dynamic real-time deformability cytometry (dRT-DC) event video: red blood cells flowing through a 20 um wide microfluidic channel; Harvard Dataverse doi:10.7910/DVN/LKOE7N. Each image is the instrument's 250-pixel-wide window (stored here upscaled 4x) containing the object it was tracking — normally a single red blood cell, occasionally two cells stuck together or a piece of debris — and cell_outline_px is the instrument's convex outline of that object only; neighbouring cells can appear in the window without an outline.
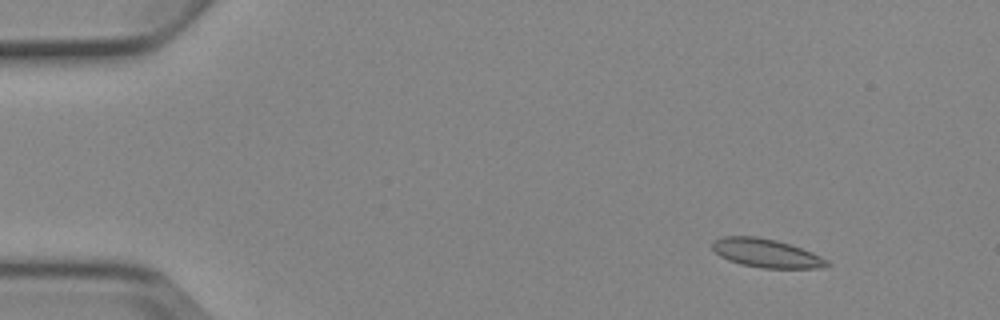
{"species": "Egyptian fruit bat (a non-hibernating species)", "species_latin": "Rousettus aegyptiacus", "temperature_condition": "cold", "stored_images_in_passage": 4, "camera_frame_rate_fps": 3000, "um_per_image_px": 0.085, "animal": {"sex": "female"}, "frame": {"image": 1, "passage_image": 2, "time_ms": 1.0, "image_size_px": [1000, 320], "cell_outline_px": [[832, 264], [824, 268], [764, 268], [740, 264], [728, 260], [720, 256], [712, 248], [712, 244], [716, 240], [724, 236], [756, 236], [776, 240], [812, 252], [828, 260]], "centroid_in_image_um": [65.16, 21.53], "position_along_channel_um": 19.8, "area_um2": 19.02}}
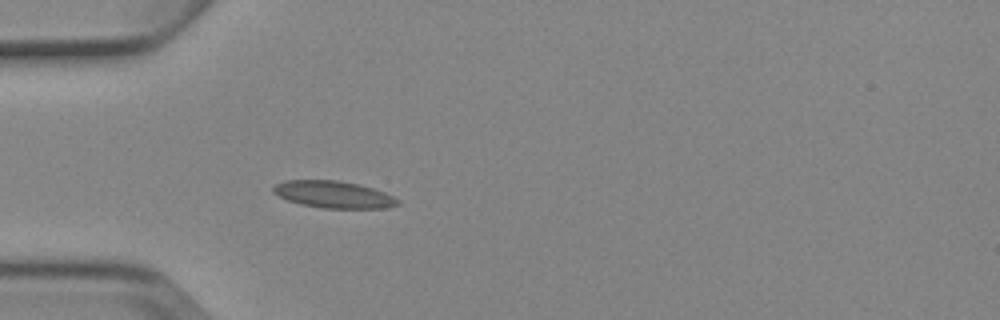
{"frame": {"image": 2, "passage_image": 4, "time_ms": 4.333, "image_size_px": [1000, 320], "cell_outline_px": [[400, 204], [388, 208], [324, 208], [300, 204], [288, 200], [272, 192], [272, 188], [276, 184], [284, 180], [336, 180], [360, 184], [384, 192], [400, 200]], "centroid_in_image_um": [28.36, 16.53], "position_along_channel_um": 56.6, "area_um2": 19.59}}